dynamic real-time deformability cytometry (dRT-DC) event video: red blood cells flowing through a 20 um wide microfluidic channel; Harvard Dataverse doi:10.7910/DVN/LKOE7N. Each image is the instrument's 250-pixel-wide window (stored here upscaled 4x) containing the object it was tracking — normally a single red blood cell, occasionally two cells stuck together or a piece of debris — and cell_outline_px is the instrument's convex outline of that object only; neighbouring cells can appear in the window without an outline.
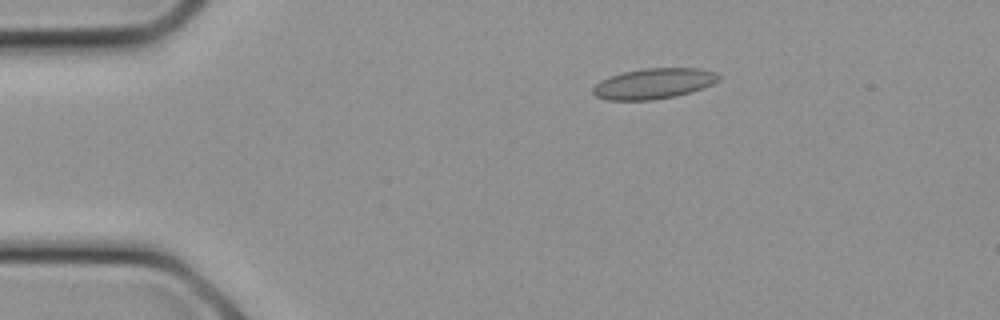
{"species": "common noctule bat (a hibernating species)", "species_latin": "Nyctalus noctula", "temperature_condition": "cold", "stored_images_in_passage": 25, "camera_frame_rate_fps": 3000, "um_per_image_px": 0.085, "animal": {"sex": "female", "body_mass_g": 21.9}, "frame": {"image": 1, "passage_image": 5, "time_ms": 1.333, "image_size_px": [1000, 320], "cell_outline_px": [[720, 80], [712, 84], [692, 92], [676, 96], [652, 100], [608, 100], [596, 96], [592, 92], [592, 88], [600, 80], [608, 76], [624, 72], [644, 68], [700, 68], [716, 72], [720, 76]], "centroid_in_image_um": [55.57, 7.1], "position_along_channel_um": 29.4, "area_um2": 22.54}}
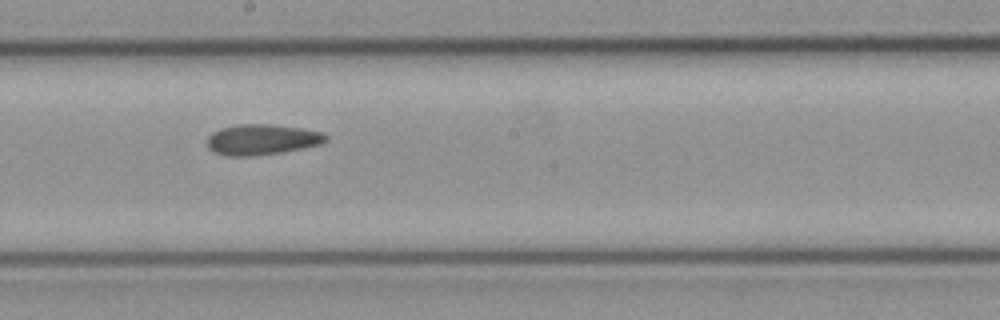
{"frame": {"image": 2, "passage_image": 14, "time_ms": 4.333, "image_size_px": [1000, 320], "cell_outline_px": [[328, 140], [320, 144], [280, 152], [252, 156], [224, 156], [212, 152], [208, 148], [208, 136], [212, 132], [220, 128], [240, 124], [268, 124], [300, 128], [324, 132], [328, 136]], "centroid_in_image_um": [22.23, 11.86], "position_along_channel_um": 226.0, "area_um2": 21.15}}
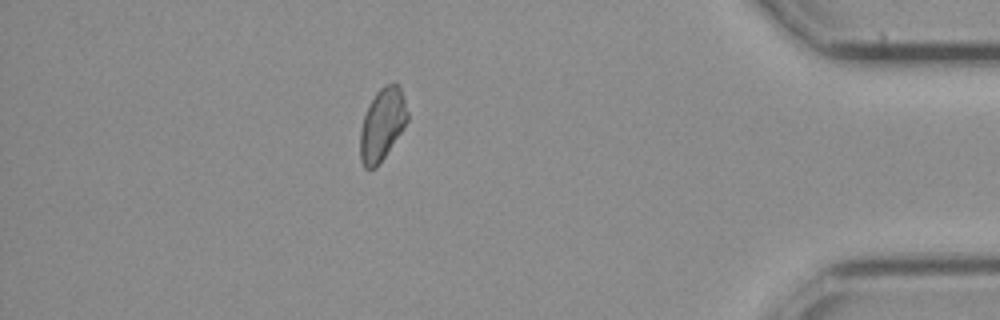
{"frame": {"image": 3, "passage_image": 22, "time_ms": 7.0, "image_size_px": [1000, 320], "cell_outline_px": [[408, 120], [376, 168], [364, 168], [360, 160], [360, 128], [364, 116], [376, 92], [384, 84], [396, 80], [404, 96], [408, 112]], "centroid_in_image_um": [32.49, 10.53], "position_along_channel_um": 402.7, "area_um2": 19.77}}